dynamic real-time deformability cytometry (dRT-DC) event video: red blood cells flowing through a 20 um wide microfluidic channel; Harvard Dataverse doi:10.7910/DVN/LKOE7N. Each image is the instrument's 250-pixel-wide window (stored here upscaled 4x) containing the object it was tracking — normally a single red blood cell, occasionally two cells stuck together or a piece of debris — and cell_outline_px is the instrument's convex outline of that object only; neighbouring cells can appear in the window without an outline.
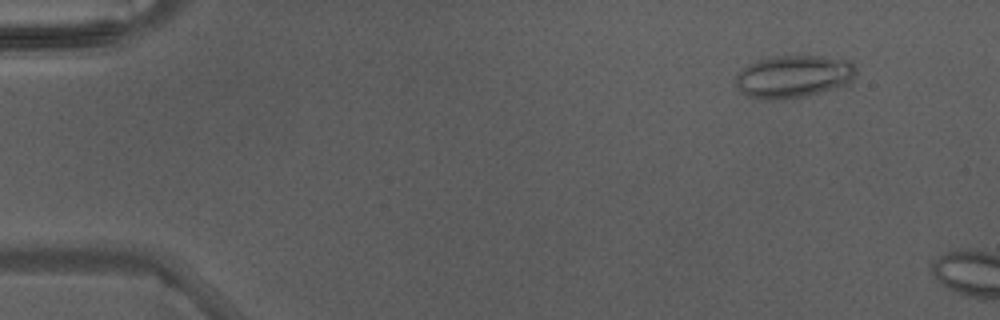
{"species": "Egyptian fruit bat (a non-hibernating species)", "species_latin": "Rousettus aegyptiacus", "temperature_condition": "warm", "stored_images_in_passage": 2, "camera_frame_rate_fps": 3000, "um_per_image_px": 0.085, "animal": {"sex": "male"}, "frame": {"image": 1, "passage_image": 1, "time_ms": 0.0, "image_size_px": [1000, 320], "cell_outline_px": [[856, 72], [848, 80], [840, 84], [804, 96], [784, 100], [764, 100], [748, 96], [740, 92], [736, 84], [736, 76], [744, 68], [756, 60], [776, 56], [820, 56], [848, 60], [856, 68]], "centroid_in_image_um": [67.35, 6.5], "position_along_channel_um": 17.7, "area_um2": 29.13}}